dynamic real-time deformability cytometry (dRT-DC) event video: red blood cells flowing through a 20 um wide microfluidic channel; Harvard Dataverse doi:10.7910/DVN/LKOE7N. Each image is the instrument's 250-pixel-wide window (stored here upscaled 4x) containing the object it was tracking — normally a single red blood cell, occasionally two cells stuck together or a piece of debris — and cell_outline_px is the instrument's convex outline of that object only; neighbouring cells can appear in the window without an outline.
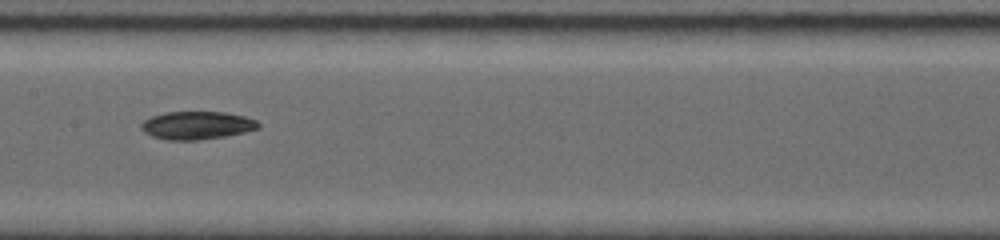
{"species": "common noctule bat (a hibernating species)", "species_latin": "Nyctalus noctula", "temperature_condition": "room temperature", "stored_images_in_passage": 10, "camera_frame_rate_fps": 5000, "um_per_image_px": 0.085, "animal": {"sex": "female", "body_mass_g": 19.0, "forearm_length_mm": 56.7}, "frame": {"image": 1, "passage_image": 7, "time_ms": 3.2, "image_size_px": [1000, 240], "cell_outline_px": [[260, 128], [244, 132], [224, 136], [200, 140], [168, 140], [152, 136], [144, 132], [140, 128], [140, 124], [144, 120], [152, 116], [164, 112], [224, 112], [244, 116], [256, 120], [260, 124]], "centroid_in_image_um": [16.72, 10.65], "position_along_channel_um": 190.7, "area_um2": 19.13}}
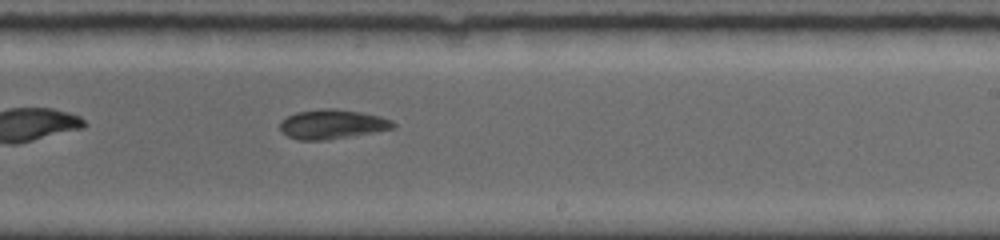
{"frame": {"image": 2, "passage_image": 9, "time_ms": 5.0, "image_size_px": [1000, 240], "cell_outline_px": [[396, 128], [328, 140], [296, 140], [280, 132], [280, 120], [296, 112], [320, 108], [332, 108], [360, 112], [380, 116], [392, 120], [396, 124]], "centroid_in_image_um": [28.21, 10.56], "position_along_channel_um": 260.8, "area_um2": 19.59}}